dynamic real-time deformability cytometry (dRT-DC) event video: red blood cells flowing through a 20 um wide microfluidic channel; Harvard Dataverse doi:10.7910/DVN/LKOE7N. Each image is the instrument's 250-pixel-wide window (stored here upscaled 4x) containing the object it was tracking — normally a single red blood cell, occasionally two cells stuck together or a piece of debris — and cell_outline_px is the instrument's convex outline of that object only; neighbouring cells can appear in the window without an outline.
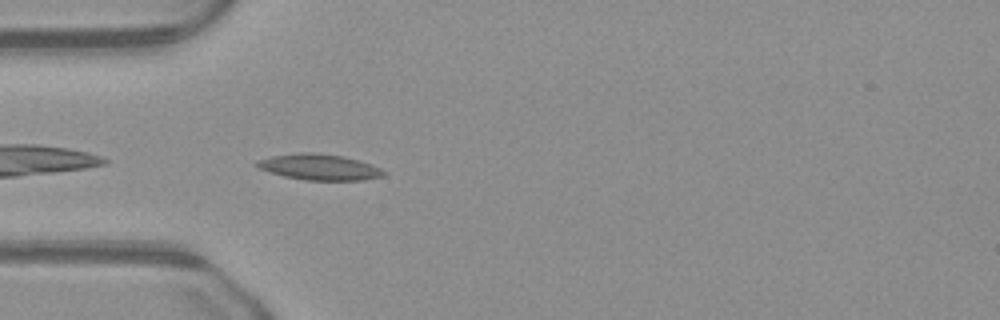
{"species": "common noctule bat (a hibernating species)", "species_latin": "Nyctalus noctula", "temperature_condition": "warm", "stored_images_in_passage": 37, "camera_frame_rate_fps": 3000, "um_per_image_px": 0.085, "animal": {"sex": "male", "body_mass_g": 23.1, "forearm_length_mm": 52.7}, "frame": {"image": 1, "passage_image": 2, "time_ms": 0.333, "image_size_px": [1000, 320], "cell_outline_px": [[388, 172], [384, 176], [364, 180], [304, 180], [284, 176], [260, 168], [252, 164], [256, 160], [272, 156], [300, 152], [312, 152], [344, 156], [360, 160], [372, 164]], "centroid_in_image_um": [27.18, 14.19], "position_along_channel_um": 57.8, "area_um2": 19.31}}
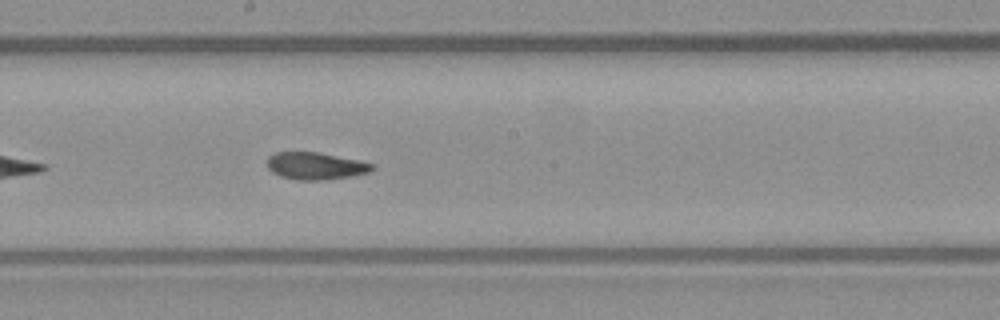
{"frame": {"image": 2, "passage_image": 14, "time_ms": 4.333, "image_size_px": [1000, 320], "cell_outline_px": [[376, 168], [368, 172], [348, 176], [324, 180], [296, 180], [280, 176], [272, 172], [268, 168], [268, 156], [276, 152], [316, 152], [360, 160], [376, 164]], "centroid_in_image_um": [26.83, 14.1], "position_along_channel_um": 221.4, "area_um2": 16.65}}
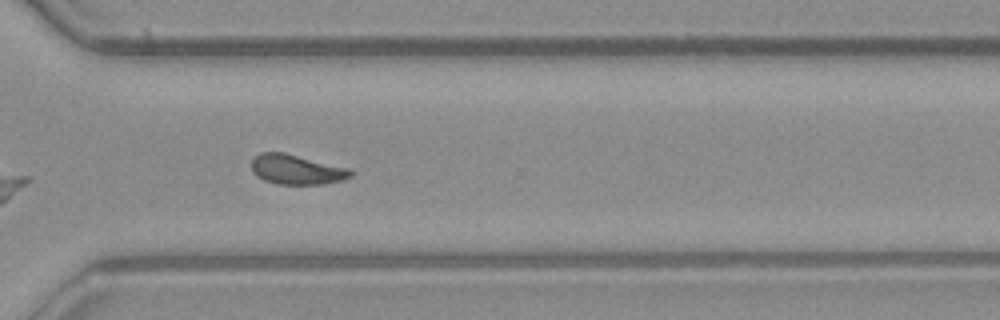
{"frame": {"image": 3, "passage_image": 23, "time_ms": 7.333, "image_size_px": [1000, 320], "cell_outline_px": [[352, 176], [340, 180], [324, 184], [276, 184], [264, 180], [256, 176], [252, 172], [252, 160], [260, 152], [284, 152], [348, 168], [352, 172]], "centroid_in_image_um": [25.17, 14.41], "position_along_channel_um": 345.4, "area_um2": 17.11}}